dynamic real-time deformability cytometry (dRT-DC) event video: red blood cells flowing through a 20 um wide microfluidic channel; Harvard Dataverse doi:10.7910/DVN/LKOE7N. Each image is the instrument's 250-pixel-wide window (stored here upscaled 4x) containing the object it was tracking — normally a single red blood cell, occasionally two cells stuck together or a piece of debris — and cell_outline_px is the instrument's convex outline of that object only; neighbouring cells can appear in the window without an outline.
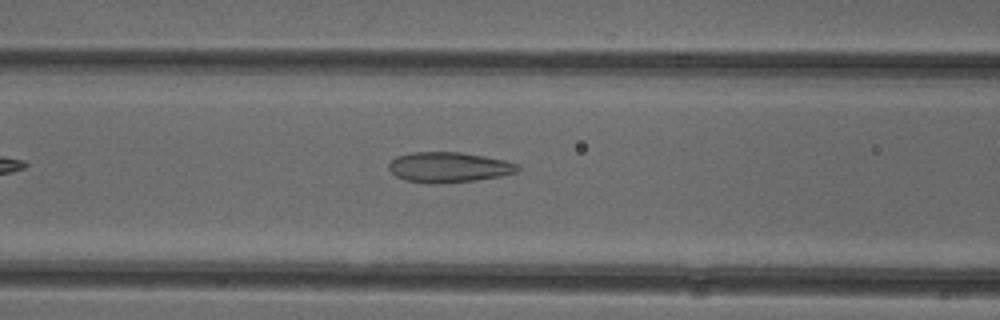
{"species": "common noctule bat (a hibernating species)", "species_latin": "Nyctalus noctula", "temperature_condition": "cold", "stored_images_in_passage": 26, "camera_frame_rate_fps": 3000, "um_per_image_px": 0.085, "animal": {"sex": "female"}, "frame": {"image": 1, "passage_image": 5, "time_ms": 1.333, "image_size_px": [1000, 320], "cell_outline_px": [[520, 168], [516, 172], [500, 176], [476, 180], [404, 180], [396, 176], [388, 168], [388, 164], [396, 156], [412, 152], [460, 152], [484, 156], [504, 160], [520, 164]], "centroid_in_image_um": [38.18, 14.15], "position_along_channel_um": 128.4, "area_um2": 21.73}}
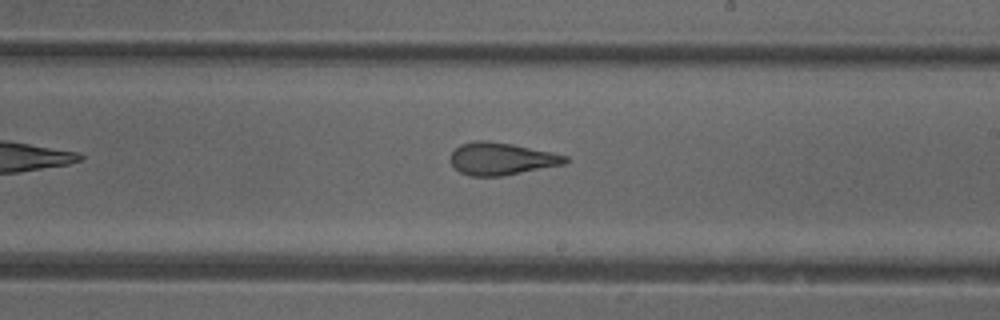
{"frame": {"image": 2, "passage_image": 14, "time_ms": 4.333, "image_size_px": [1000, 320], "cell_outline_px": [[568, 160], [564, 164], [504, 176], [472, 176], [460, 172], [452, 164], [452, 152], [460, 144], [472, 140], [484, 140], [512, 144], [552, 152], [568, 156]], "centroid_in_image_um": [42.63, 13.49], "position_along_channel_um": 246.4, "area_um2": 21.56}}
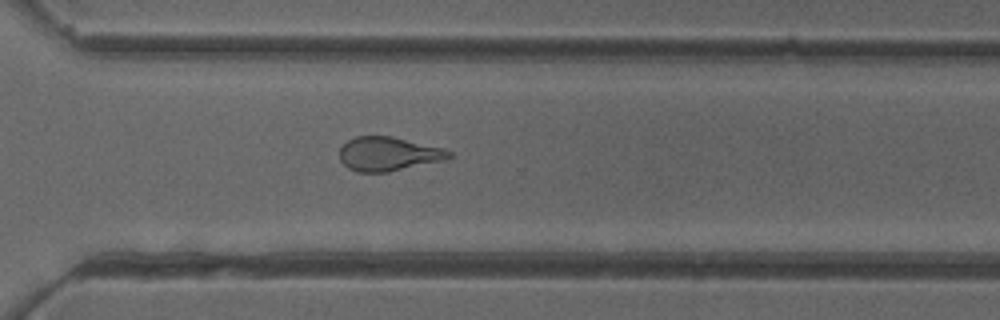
{"frame": {"image": 3, "passage_image": 21, "time_ms": 6.667, "image_size_px": [1000, 320], "cell_outline_px": [[452, 156], [444, 160], [388, 172], [356, 172], [348, 168], [340, 160], [340, 148], [348, 140], [356, 136], [392, 136], [444, 148], [452, 152]], "centroid_in_image_um": [33.01, 13.08], "position_along_channel_um": 337.6, "area_um2": 21.68}}